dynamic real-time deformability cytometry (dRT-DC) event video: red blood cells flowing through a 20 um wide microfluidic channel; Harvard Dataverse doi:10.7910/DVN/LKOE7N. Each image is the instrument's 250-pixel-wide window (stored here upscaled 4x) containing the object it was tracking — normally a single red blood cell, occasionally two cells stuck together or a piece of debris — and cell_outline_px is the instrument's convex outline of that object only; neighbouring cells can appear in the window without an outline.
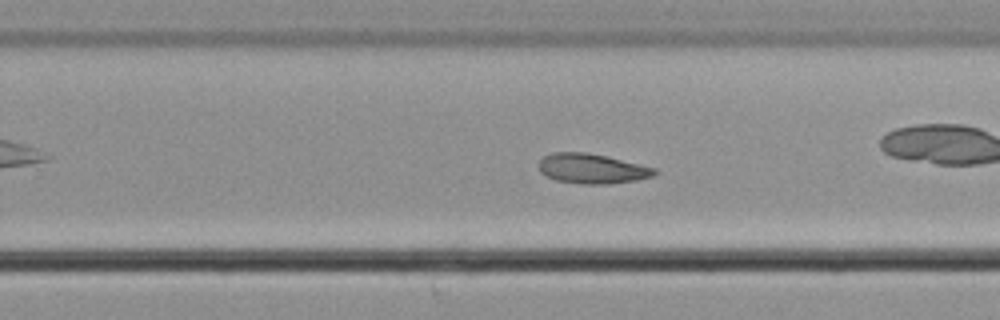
{"species": "common noctule bat (a hibernating species)", "species_latin": "Nyctalus noctula", "temperature_condition": "cold", "stored_images_in_passage": 51, "camera_frame_rate_fps": 3000, "um_per_image_px": 0.085, "animal": {"sex": "male", "body_mass_g": 21.5, "forearm_length_mm": 52.0}, "frame": {"image": 1, "passage_image": 30, "time_ms": 9.667, "image_size_px": [1000, 320], "cell_outline_px": [[656, 172], [652, 176], [636, 180], [608, 184], [580, 184], [556, 180], [540, 172], [540, 160], [544, 156], [552, 152], [588, 152], [608, 156], [656, 168]], "centroid_in_image_um": [50.32, 14.32], "position_along_channel_um": 279.5, "area_um2": 20.11}, "authors_computed_cell_mechanics": {"area_um2": 21.386, "velocity_mm_per_s": 3.6397, "shape_relaxation_time_tau1_ms": null, "shape_relaxation_time_tau2_ms": 4.9377, "deformation_change_tau1": null, "deformation_change_tau2": 0.0735}}